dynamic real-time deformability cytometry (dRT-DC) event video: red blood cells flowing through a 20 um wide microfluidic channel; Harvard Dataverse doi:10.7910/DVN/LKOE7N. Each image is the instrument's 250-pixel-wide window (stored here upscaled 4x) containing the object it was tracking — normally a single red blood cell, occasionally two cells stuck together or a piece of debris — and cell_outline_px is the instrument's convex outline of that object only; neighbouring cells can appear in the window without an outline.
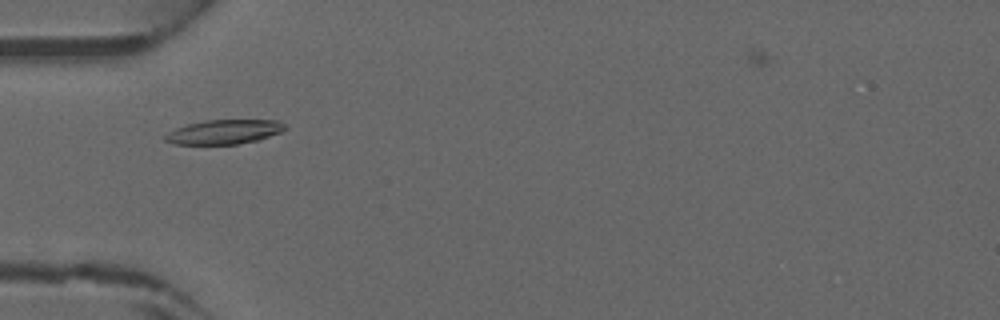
{"species": "common noctule bat (a hibernating species)", "species_latin": "Nyctalus noctula", "temperature_condition": "warm", "stored_images_in_passage": 39, "camera_frame_rate_fps": 3000, "um_per_image_px": 0.085, "animal": {"sex": "male", "forearm_length_mm": 52.5}, "frame": {"image": 1, "passage_image": 8, "time_ms": 2.333, "image_size_px": [1000, 320], "cell_outline_px": [[288, 128], [280, 132], [260, 140], [236, 144], [176, 144], [164, 140], [164, 136], [168, 132], [176, 128], [188, 124], [204, 120], [276, 120], [288, 124]], "centroid_in_image_um": [19.1, 11.2], "position_along_channel_um": 65.9, "area_um2": 17.11}}
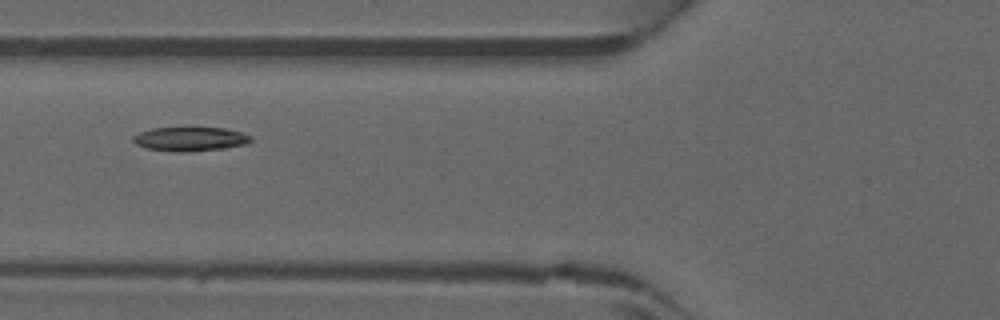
{"frame": {"image": 2, "passage_image": 11, "time_ms": 3.333, "image_size_px": [1000, 320], "cell_outline_px": [[252, 140], [244, 144], [224, 148], [192, 152], [180, 152], [148, 148], [136, 144], [132, 140], [132, 136], [140, 132], [152, 128], [224, 128], [240, 132], [252, 136]], "centroid_in_image_um": [16.16, 11.82], "position_along_channel_um": 109.6, "area_um2": 16.36}}
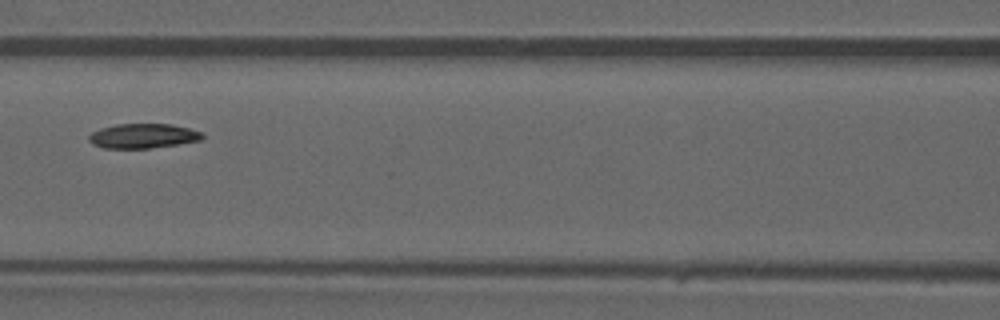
{"frame": {"image": 3, "passage_image": 14, "time_ms": 4.333, "image_size_px": [1000, 320], "cell_outline_px": [[204, 136], [200, 140], [176, 144], [148, 148], [104, 148], [92, 144], [88, 140], [88, 136], [92, 132], [100, 128], [116, 124], [172, 124], [204, 132]], "centroid_in_image_um": [12.14, 11.55], "position_along_channel_um": 154.5, "area_um2": 16.24}}